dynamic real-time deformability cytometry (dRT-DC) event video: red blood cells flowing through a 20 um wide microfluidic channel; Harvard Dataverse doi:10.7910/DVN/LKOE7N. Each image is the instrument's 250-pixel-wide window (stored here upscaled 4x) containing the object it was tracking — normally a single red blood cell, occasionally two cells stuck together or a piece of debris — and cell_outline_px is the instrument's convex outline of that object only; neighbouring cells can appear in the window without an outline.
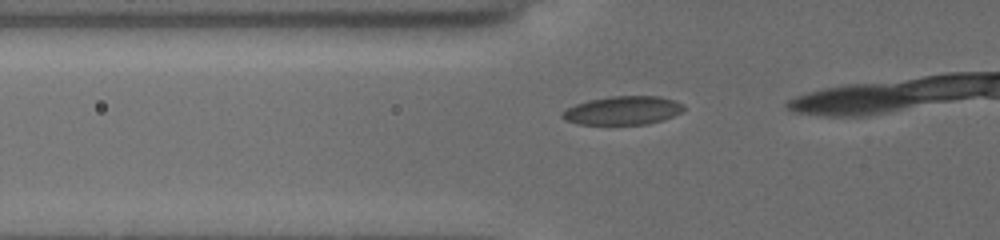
{"species": "common noctule bat (a hibernating species)", "species_latin": "Nyctalus noctula", "temperature_condition": "cold", "stored_images_in_passage": 15, "camera_frame_rate_fps": 3000, "um_per_image_px": 0.085, "animal": {"sex": "female", "body_mass_g": 19.5, "forearm_length_mm": 54.1}, "frame": {"image": 1, "passage_image": 9, "time_ms": 1.667, "image_size_px": [1000, 240], "cell_outline_px": [[684, 108], [680, 112], [672, 116], [648, 124], [580, 124], [568, 120], [560, 116], [568, 108], [576, 104], [588, 100], [612, 96], [656, 96], [672, 100], [680, 104]], "centroid_in_image_um": [52.92, 9.39], "position_along_channel_um": 72.9, "area_um2": 19.65}}